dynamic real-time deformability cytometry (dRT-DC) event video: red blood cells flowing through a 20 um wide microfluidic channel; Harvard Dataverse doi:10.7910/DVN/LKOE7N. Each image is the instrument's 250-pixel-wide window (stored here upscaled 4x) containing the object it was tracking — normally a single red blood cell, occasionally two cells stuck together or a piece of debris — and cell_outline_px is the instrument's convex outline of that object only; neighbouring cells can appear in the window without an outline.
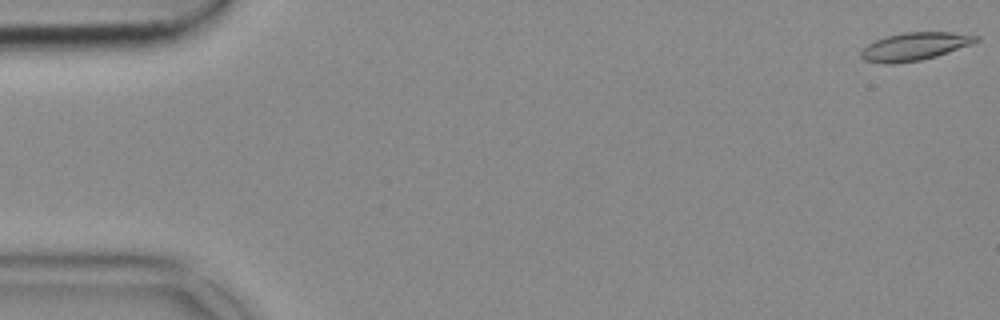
{"species": "common noctule bat (a hibernating species)", "species_latin": "Nyctalus noctula", "temperature_condition": "cold", "stored_images_in_passage": 10, "camera_frame_rate_fps": 3000, "um_per_image_px": 0.085, "animal": {"sex": "female", "body_mass_g": 18.4}, "frame": {"image": 1, "passage_image": 1, "time_ms": 0.0, "image_size_px": [1000, 320], "cell_outline_px": [[980, 40], [972, 44], [936, 56], [920, 60], [892, 64], [888, 64], [864, 60], [860, 56], [860, 52], [868, 44], [876, 40], [888, 36], [904, 32], [952, 32], [980, 36]], "centroid_in_image_um": [77.77, 3.94], "position_along_channel_um": 7.2, "area_um2": 18.55}}